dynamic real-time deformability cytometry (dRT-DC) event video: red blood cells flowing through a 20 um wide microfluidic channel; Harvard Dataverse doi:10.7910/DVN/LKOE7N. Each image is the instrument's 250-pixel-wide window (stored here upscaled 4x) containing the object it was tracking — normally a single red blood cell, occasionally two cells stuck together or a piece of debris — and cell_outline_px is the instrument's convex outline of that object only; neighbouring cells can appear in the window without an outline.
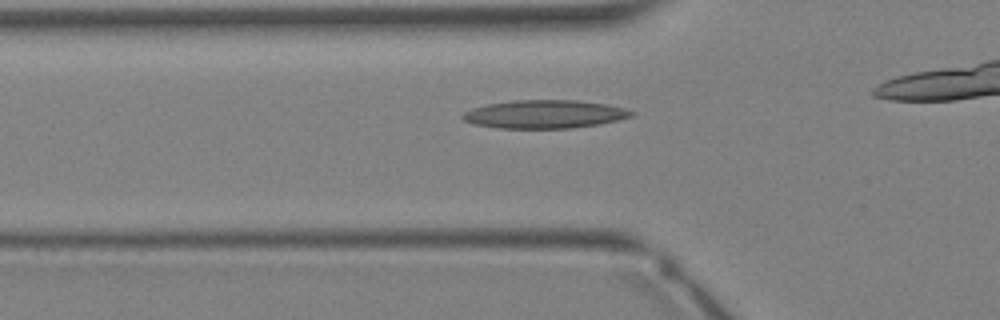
{"species": "Egyptian fruit bat (a non-hibernating species)", "species_latin": "Rousettus aegyptiacus", "temperature_condition": "warm", "stored_images_in_passage": 9, "camera_frame_rate_fps": 3000, "um_per_image_px": 0.085, "animal": {"sex": "female"}, "frame": {"image": 1, "passage_image": 7, "time_ms": 2.0, "image_size_px": [1000, 320], "cell_outline_px": [[636, 112], [632, 116], [600, 124], [572, 128], [500, 128], [472, 124], [464, 120], [460, 116], [464, 112], [472, 108], [488, 104], [512, 100], [576, 100], [608, 104], [624, 108]], "centroid_in_image_um": [46.28, 9.7], "position_along_channel_um": 79.5, "area_um2": 27.86}}